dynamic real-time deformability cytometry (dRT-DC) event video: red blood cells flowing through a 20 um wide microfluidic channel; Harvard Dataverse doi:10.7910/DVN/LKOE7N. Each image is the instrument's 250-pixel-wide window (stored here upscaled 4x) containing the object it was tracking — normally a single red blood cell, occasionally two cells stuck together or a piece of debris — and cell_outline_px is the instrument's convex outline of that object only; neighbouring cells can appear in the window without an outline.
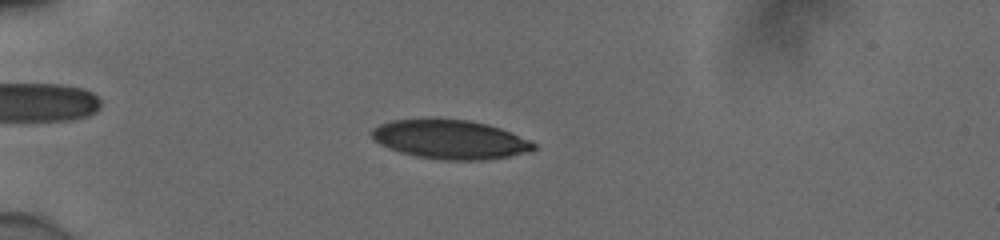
{"species": "human", "species_latin": "Homo sapiens", "temperature_condition": "cold", "stored_images_in_passage": 54, "camera_frame_rate_fps": 3000, "um_per_image_px": 0.085, "donor": {"sex": "male"}, "frame": {"image": 1, "passage_image": 16, "time_ms": 5.0, "image_size_px": [1000, 240], "cell_outline_px": [[536, 148], [532, 152], [488, 160], [444, 160], [416, 156], [400, 152], [388, 148], [372, 140], [368, 132], [372, 128], [380, 124], [392, 120], [428, 116], [436, 116], [468, 120], [488, 124], [500, 128], [532, 140], [536, 144]], "centroid_in_image_um": [38.23, 11.82], "position_along_channel_um": 46.8, "area_um2": 38.21}}
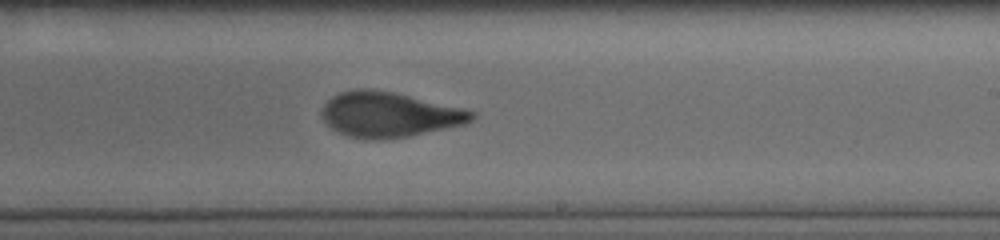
{"frame": {"image": 2, "passage_image": 35, "time_ms": 11.333, "image_size_px": [1000, 240], "cell_outline_px": [[476, 116], [468, 124], [408, 136], [380, 140], [364, 140], [348, 136], [332, 128], [324, 120], [320, 112], [324, 104], [332, 96], [340, 92], [356, 88], [364, 88], [392, 92], [464, 108], [476, 112]], "centroid_in_image_um": [33.09, 9.75], "position_along_channel_um": 255.9, "area_um2": 39.54}}
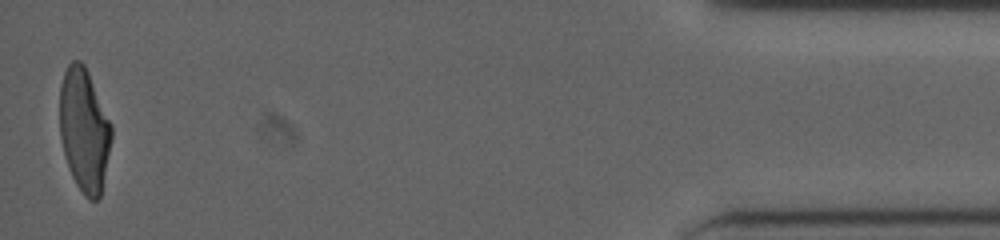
{"frame": {"image": 3, "passage_image": 54, "time_ms": 17.667, "image_size_px": [1000, 240], "cell_outline_px": [[112, 140], [100, 196], [96, 200], [88, 200], [84, 196], [76, 184], [68, 168], [60, 136], [60, 84], [64, 72], [68, 64], [72, 60], [80, 60], [84, 64], [88, 72], [112, 124]], "centroid_in_image_um": [7.16, 11.04], "position_along_channel_um": 428.0, "area_um2": 37.28}, "authors_computed_cell_mechanics": {"area_um2": 38.437, "velocity_mm_per_s": 3.8963, "shape_relaxation_time_tau1_ms": 7.9938, "shape_relaxation_time_tau2_ms": 1.2869, "deformation_change_tau1": 0.2636, "deformation_change_tau2": 0.0816}}